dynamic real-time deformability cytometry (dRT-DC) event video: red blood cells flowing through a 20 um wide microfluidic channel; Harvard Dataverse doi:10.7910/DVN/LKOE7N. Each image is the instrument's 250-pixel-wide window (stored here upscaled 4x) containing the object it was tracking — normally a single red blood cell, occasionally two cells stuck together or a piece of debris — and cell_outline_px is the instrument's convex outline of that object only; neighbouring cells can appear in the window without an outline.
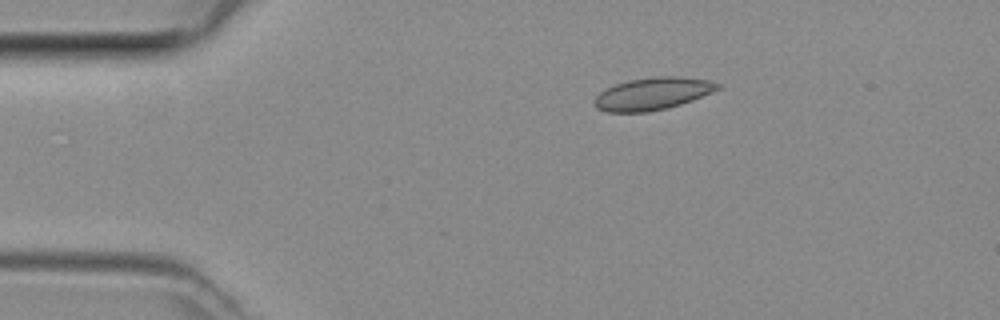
{"species": "common noctule bat (a hibernating species)", "species_latin": "Nyctalus noctula", "temperature_condition": "room temperature", "stored_images_in_passage": 5, "camera_frame_rate_fps": 3000, "um_per_image_px": 0.085, "animal": {"sex": "female", "body_mass_g": 29.2, "forearm_length_mm": 56.3}, "frame": {"image": 1, "passage_image": 3, "time_ms": 0.667, "image_size_px": [1000, 320], "cell_outline_px": [[720, 88], [712, 92], [692, 100], [668, 108], [644, 112], [608, 112], [596, 108], [592, 104], [592, 100], [600, 92], [616, 84], [628, 80], [660, 76], [680, 76], [708, 80], [720, 84]], "centroid_in_image_um": [55.44, 7.97], "position_along_channel_um": 29.6, "area_um2": 23.18}}
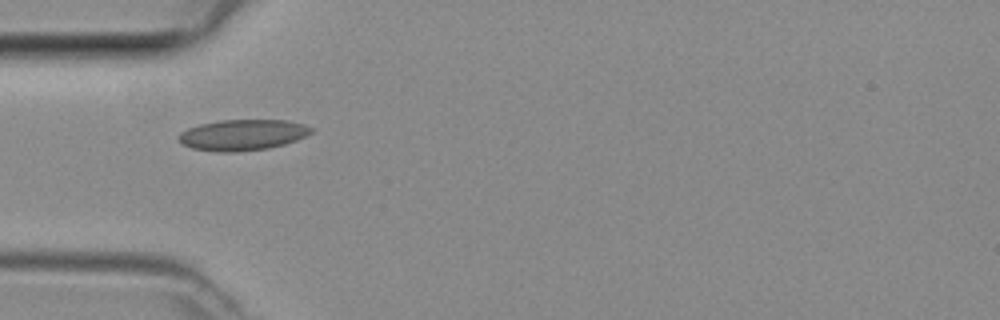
{"frame": {"image": 2, "passage_image": 4, "time_ms": 1.0, "image_size_px": [1000, 320], "cell_outline_px": [[316, 128], [312, 132], [296, 140], [284, 144], [268, 148], [236, 152], [216, 152], [192, 148], [184, 144], [176, 136], [180, 132], [188, 128], [200, 124], [220, 120], [288, 120], [304, 124]], "centroid_in_image_um": [20.63, 11.46], "position_along_channel_um": 64.4, "area_um2": 23.93}}
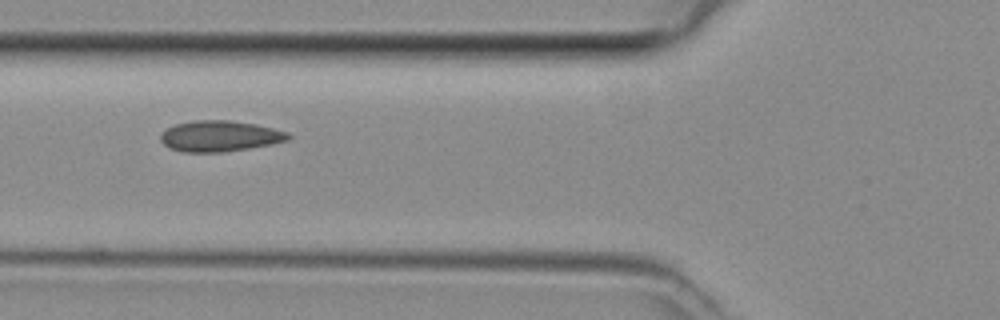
{"frame": {"image": 3, "passage_image": 5, "time_ms": 1.333, "image_size_px": [1000, 320], "cell_outline_px": [[292, 136], [288, 140], [272, 144], [224, 152], [184, 152], [168, 148], [160, 140], [160, 132], [176, 124], [196, 120], [228, 120], [256, 124], [288, 132]], "centroid_in_image_um": [18.67, 11.57], "position_along_channel_um": 107.1, "area_um2": 23.0}}